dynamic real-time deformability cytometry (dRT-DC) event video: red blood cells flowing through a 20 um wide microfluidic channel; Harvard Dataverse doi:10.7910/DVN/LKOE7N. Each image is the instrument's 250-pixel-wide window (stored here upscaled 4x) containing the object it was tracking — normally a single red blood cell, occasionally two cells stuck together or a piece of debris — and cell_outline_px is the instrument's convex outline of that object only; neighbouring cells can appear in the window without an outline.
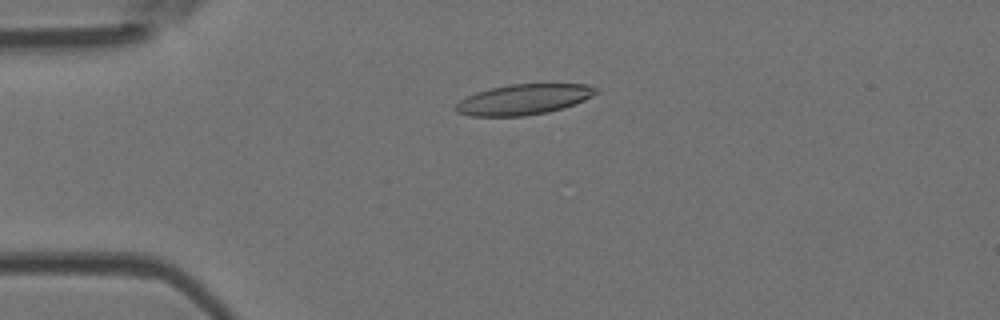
{"species": "Egyptian fruit bat (a non-hibernating species)", "species_latin": "Rousettus aegyptiacus", "temperature_condition": "room temperature", "stored_images_in_passage": 6, "camera_frame_rate_fps": 3000, "um_per_image_px": 0.085, "animal": {"sex": "female"}, "frame": {"image": 1, "passage_image": 4, "time_ms": 3.333, "image_size_px": [1000, 320], "cell_outline_px": [[600, 92], [584, 100], [548, 112], [524, 116], [472, 116], [456, 112], [456, 104], [460, 100], [476, 92], [492, 88], [512, 84], [588, 84], [600, 88]], "centroid_in_image_um": [44.55, 8.44], "position_along_channel_um": 40.5, "area_um2": 24.74}}